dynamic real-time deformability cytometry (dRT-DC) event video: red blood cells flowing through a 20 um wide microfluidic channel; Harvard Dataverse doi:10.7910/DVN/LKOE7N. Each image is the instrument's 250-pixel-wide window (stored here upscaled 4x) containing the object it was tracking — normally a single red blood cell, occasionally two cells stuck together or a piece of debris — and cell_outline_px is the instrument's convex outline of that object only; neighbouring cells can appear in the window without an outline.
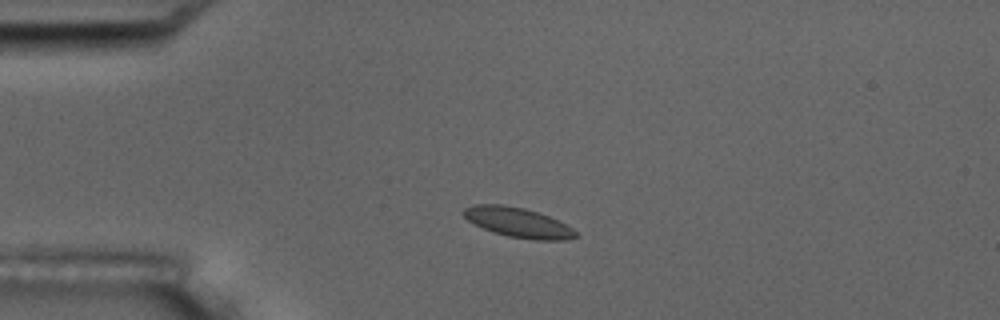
{"species": "common noctule bat (a hibernating species)", "species_latin": "Nyctalus noctula", "temperature_condition": "room temperature", "stored_images_in_passage": 3, "camera_frame_rate_fps": 3000, "um_per_image_px": 0.085, "animal": {"sex": "male", "body_mass_g": 17.5, "forearm_length_mm": 52.3}, "frame": {"image": 1, "passage_image": 2, "time_ms": 2.333, "image_size_px": [1000, 320], "cell_outline_px": [[580, 236], [568, 240], [536, 240], [508, 236], [484, 228], [468, 220], [460, 212], [464, 208], [472, 204], [504, 204], [524, 208], [548, 216], [572, 228]], "centroid_in_image_um": [44.02, 18.9], "position_along_channel_um": 41.0, "area_um2": 19.31}}